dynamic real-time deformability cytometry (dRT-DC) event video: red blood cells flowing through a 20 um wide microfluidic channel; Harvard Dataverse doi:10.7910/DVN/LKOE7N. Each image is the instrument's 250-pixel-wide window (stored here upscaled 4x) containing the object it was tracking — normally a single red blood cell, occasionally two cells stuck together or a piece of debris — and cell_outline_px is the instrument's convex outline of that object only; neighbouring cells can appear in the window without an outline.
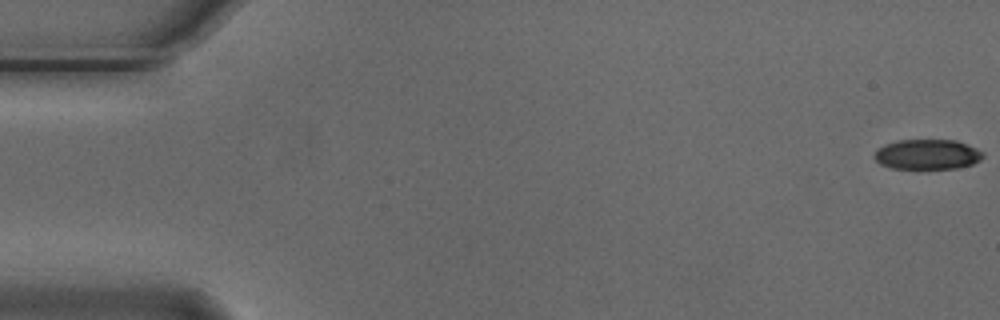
{"species": "Egyptian fruit bat (a non-hibernating species)", "species_latin": "Rousettus aegyptiacus", "temperature_condition": "cold", "stored_images_in_passage": 6, "camera_frame_rate_fps": 3000, "um_per_image_px": 0.085, "animal": {"sex": "male"}, "frame": {"image": 1, "passage_image": 1, "time_ms": 0.0, "image_size_px": [1000, 320], "cell_outline_px": [[984, 156], [980, 160], [972, 164], [956, 168], [892, 168], [880, 164], [872, 156], [884, 144], [900, 140], [956, 140], [976, 148], [984, 152]], "centroid_in_image_um": [78.83, 13.12], "position_along_channel_um": 6.2, "area_um2": 18.9}}
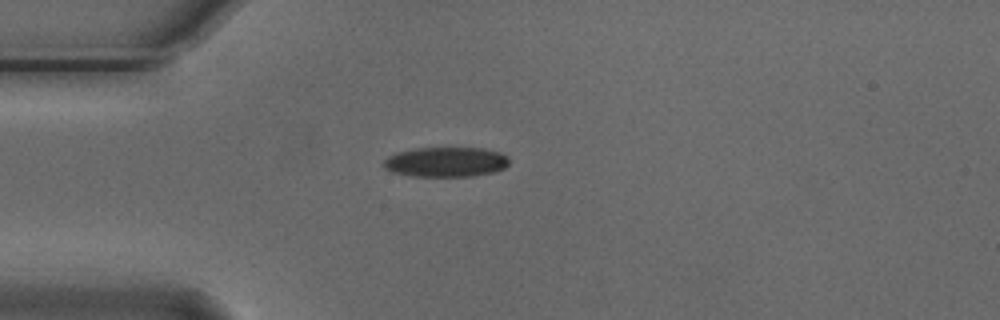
{"frame": {"image": 2, "passage_image": 5, "time_ms": 1.333, "image_size_px": [1000, 320], "cell_outline_px": [[508, 164], [504, 168], [496, 172], [472, 176], [412, 176], [392, 172], [384, 168], [384, 160], [388, 156], [396, 152], [416, 148], [484, 148], [500, 152], [508, 156]], "centroid_in_image_um": [37.91, 13.76], "position_along_channel_um": 47.1, "area_um2": 21.96}}